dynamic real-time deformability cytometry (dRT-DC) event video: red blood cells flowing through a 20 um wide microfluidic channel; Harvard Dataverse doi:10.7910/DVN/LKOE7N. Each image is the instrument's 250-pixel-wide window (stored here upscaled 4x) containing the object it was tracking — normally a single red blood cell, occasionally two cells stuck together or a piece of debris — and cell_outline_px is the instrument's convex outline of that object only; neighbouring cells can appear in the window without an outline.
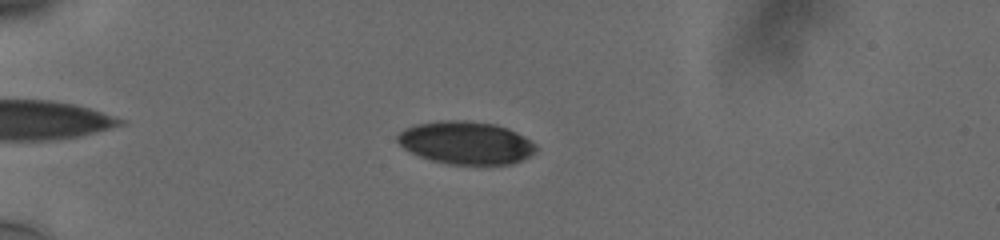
{"species": "human", "species_latin": "Homo sapiens", "temperature_condition": "cold", "stored_images_in_passage": 26, "camera_frame_rate_fps": 3000, "um_per_image_px": 0.085, "donor": {"sex": "male"}, "frame": {"image": 1, "passage_image": 6, "time_ms": 2.667, "image_size_px": [1000, 240], "cell_outline_px": [[536, 152], [512, 164], [448, 164], [432, 160], [420, 156], [404, 148], [396, 140], [396, 136], [404, 128], [416, 124], [440, 120], [468, 120], [496, 124], [508, 128], [524, 136], [536, 144]], "centroid_in_image_um": [39.6, 12.12], "position_along_channel_um": 45.4, "area_um2": 34.56}}
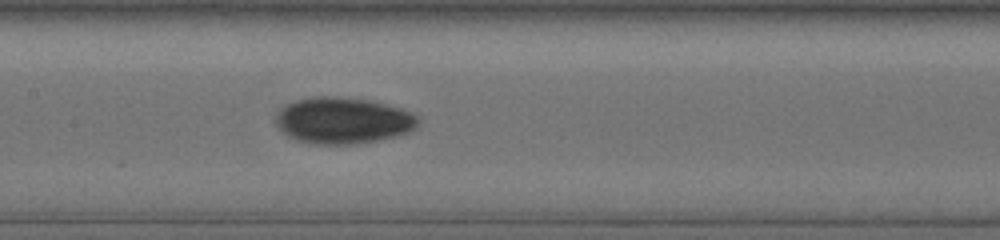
{"frame": {"image": 2, "passage_image": 16, "time_ms": 7.333, "image_size_px": [1000, 240], "cell_outline_px": [[420, 120], [408, 132], [376, 140], [352, 144], [316, 144], [296, 140], [288, 136], [276, 124], [276, 116], [280, 108], [296, 100], [312, 96], [332, 96], [368, 100], [400, 108], [416, 116]], "centroid_in_image_um": [29.1, 10.23], "position_along_channel_um": 178.3, "area_um2": 37.86}}
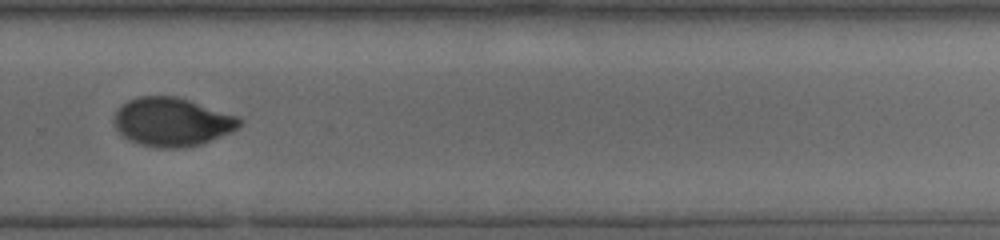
{"frame": {"image": 3, "passage_image": 24, "time_ms": 11.0, "image_size_px": [1000, 240], "cell_outline_px": [[244, 120], [232, 132], [200, 144], [180, 148], [160, 148], [140, 144], [124, 136], [116, 128], [112, 120], [116, 112], [128, 100], [140, 96], [176, 96], [240, 116]], "centroid_in_image_um": [14.65, 10.36], "position_along_channel_um": 315.1, "area_um2": 35.37}}